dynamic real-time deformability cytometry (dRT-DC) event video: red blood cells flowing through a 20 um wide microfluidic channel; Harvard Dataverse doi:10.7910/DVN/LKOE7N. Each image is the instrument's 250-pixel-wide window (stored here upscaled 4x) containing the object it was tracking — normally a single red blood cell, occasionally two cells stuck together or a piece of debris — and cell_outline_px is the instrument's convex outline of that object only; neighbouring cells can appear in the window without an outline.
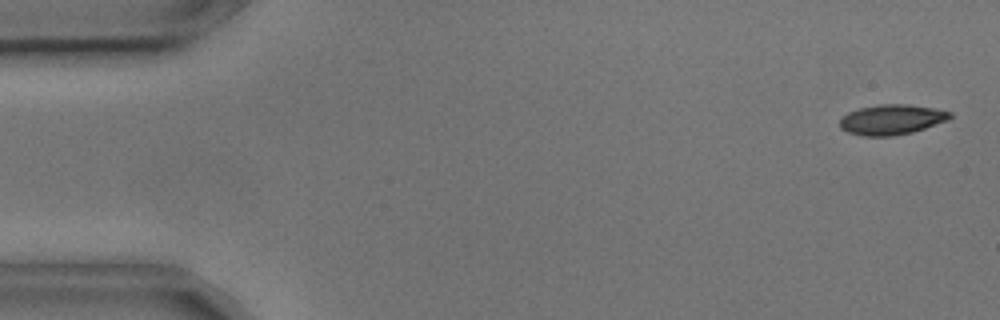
{"species": "common noctule bat (a hibernating species)", "species_latin": "Nyctalus noctula", "temperature_condition": "cold", "stored_images_in_passage": 9, "camera_frame_rate_fps": 3000, "um_per_image_px": 0.085, "animal": {"sex": "male", "body_mass_g": 17.9, "forearm_length_mm": 54.2}, "frame": {"image": 1, "passage_image": 1, "time_ms": 0.0, "image_size_px": [1000, 320], "cell_outline_px": [[952, 116], [948, 120], [912, 132], [892, 136], [864, 136], [848, 132], [840, 128], [840, 120], [848, 112], [860, 108], [880, 104], [908, 104], [932, 108], [952, 112]], "centroid_in_image_um": [75.79, 10.16], "position_along_channel_um": 9.2, "area_um2": 19.19}}
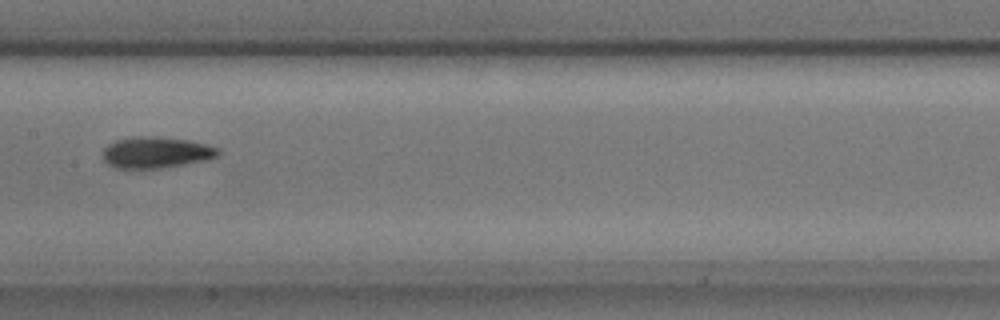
{"frame": {"image": 2, "passage_image": 8, "time_ms": 2.333, "image_size_px": [1000, 320], "cell_outline_px": [[220, 156], [208, 160], [160, 168], [116, 168], [108, 164], [104, 160], [104, 148], [108, 144], [116, 140], [140, 136], [188, 140], [220, 148]], "centroid_in_image_um": [13.3, 12.97], "position_along_channel_um": 194.1, "area_um2": 20.75}}
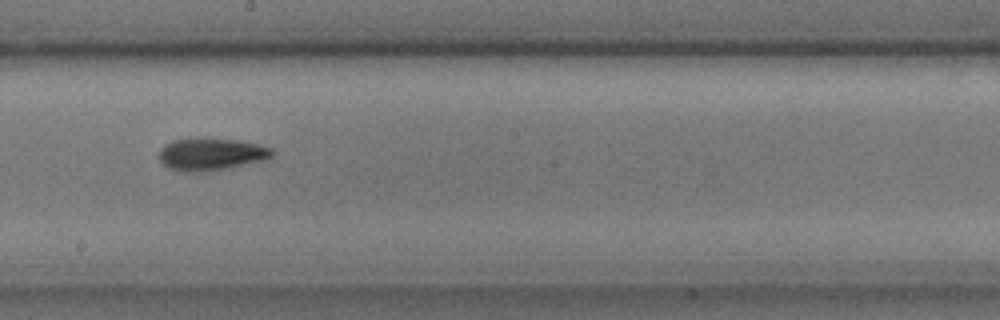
{"frame": {"image": 3, "passage_image": 9, "time_ms": 2.667, "image_size_px": [1000, 320], "cell_outline_px": [[276, 152], [268, 160], [224, 168], [200, 172], [180, 172], [168, 168], [160, 160], [160, 148], [164, 144], [172, 140], [240, 140], [272, 148]], "centroid_in_image_um": [17.97, 13.14], "position_along_channel_um": 230.2, "area_um2": 20.87}}